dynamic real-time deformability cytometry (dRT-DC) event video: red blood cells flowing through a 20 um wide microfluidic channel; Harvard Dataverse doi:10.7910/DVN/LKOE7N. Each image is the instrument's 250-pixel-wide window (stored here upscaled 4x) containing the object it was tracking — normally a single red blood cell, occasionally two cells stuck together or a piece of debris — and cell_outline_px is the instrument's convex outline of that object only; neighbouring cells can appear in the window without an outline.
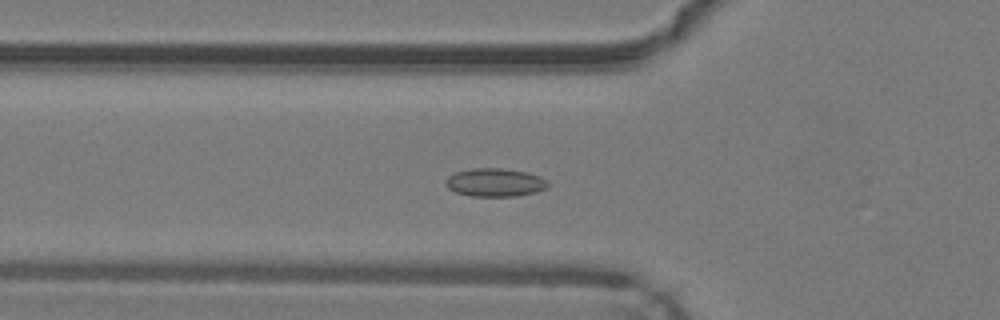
{"species": "common noctule bat (a hibernating species)", "species_latin": "Nyctalus noctula", "temperature_condition": "warm", "stored_images_in_passage": 17, "camera_frame_rate_fps": 3000, "um_per_image_px": 0.085, "animal": {"sex": "male", "body_mass_g": 19.2, "forearm_length_mm": 51.8}, "frame": {"image": 1, "passage_image": 16, "time_ms": 5.0, "image_size_px": [1000, 320], "cell_outline_px": [[548, 184], [544, 188], [536, 192], [516, 196], [472, 196], [456, 192], [448, 188], [444, 184], [444, 180], [448, 176], [456, 172], [472, 168], [500, 168], [524, 172], [540, 176], [548, 180]], "centroid_in_image_um": [42.04, 15.51], "position_along_channel_um": 83.8, "area_um2": 16.76}}